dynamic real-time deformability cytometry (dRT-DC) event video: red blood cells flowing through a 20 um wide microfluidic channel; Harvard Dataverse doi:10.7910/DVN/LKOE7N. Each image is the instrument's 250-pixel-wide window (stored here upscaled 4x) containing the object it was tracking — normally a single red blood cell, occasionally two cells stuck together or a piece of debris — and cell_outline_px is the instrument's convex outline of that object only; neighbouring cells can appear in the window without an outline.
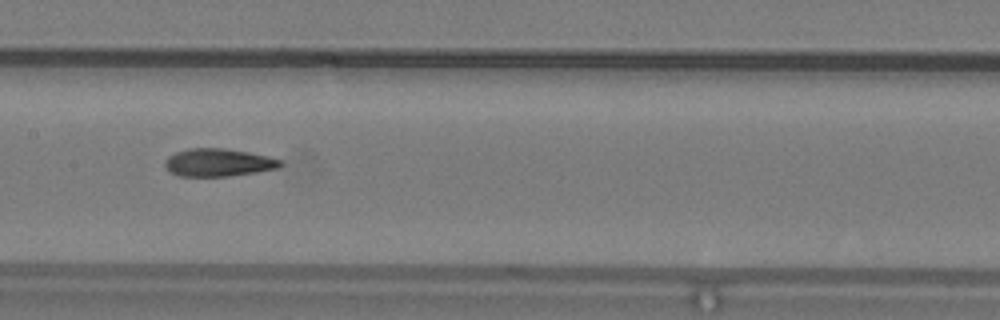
{"species": "common noctule bat (a hibernating species)", "species_latin": "Nyctalus noctula", "temperature_condition": "warm", "stored_images_in_passage": 35, "camera_frame_rate_fps": 3000, "um_per_image_px": 0.085, "animal": {"sex": "male", "body_mass_g": 19.2, "forearm_length_mm": 51.8}, "frame": {"image": 1, "passage_image": 11, "time_ms": 3.333, "image_size_px": [1000, 320], "cell_outline_px": [[284, 164], [276, 168], [256, 172], [228, 176], [180, 176], [168, 172], [164, 164], [164, 160], [168, 156], [176, 152], [188, 148], [224, 148], [248, 152], [268, 156], [284, 160]], "centroid_in_image_um": [18.54, 13.81], "position_along_channel_um": 188.9, "area_um2": 18.84}}
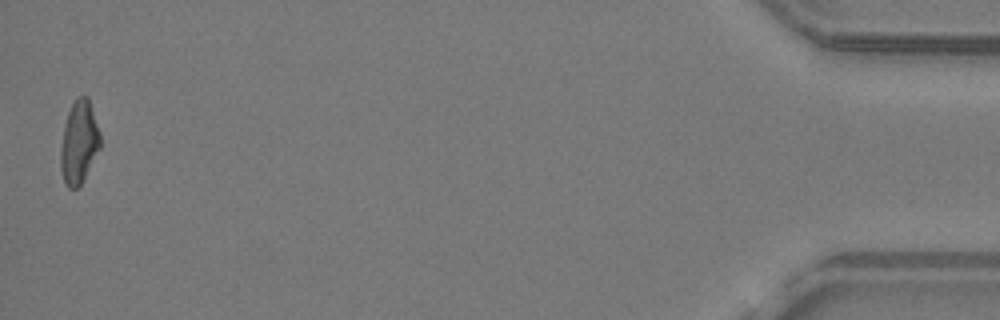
{"frame": {"image": 2, "passage_image": 35, "time_ms": 11.333, "image_size_px": [1000, 320], "cell_outline_px": [[100, 148], [84, 180], [76, 188], [68, 188], [64, 184], [60, 168], [60, 148], [64, 124], [68, 112], [76, 96], [88, 96], [100, 132]], "centroid_in_image_um": [6.7, 12.1], "position_along_channel_um": 428.5, "area_um2": 19.36}, "authors_computed_cell_mechanics": {"area_um2": 18.9584, "velocity_mm_per_s": 4.1678, "shape_relaxation_time_tau1_ms": 6.8398, "shape_relaxation_time_tau2_ms": 2.378, "deformation_change_tau1": 0.209, "deformation_change_tau2": 0.1186}}